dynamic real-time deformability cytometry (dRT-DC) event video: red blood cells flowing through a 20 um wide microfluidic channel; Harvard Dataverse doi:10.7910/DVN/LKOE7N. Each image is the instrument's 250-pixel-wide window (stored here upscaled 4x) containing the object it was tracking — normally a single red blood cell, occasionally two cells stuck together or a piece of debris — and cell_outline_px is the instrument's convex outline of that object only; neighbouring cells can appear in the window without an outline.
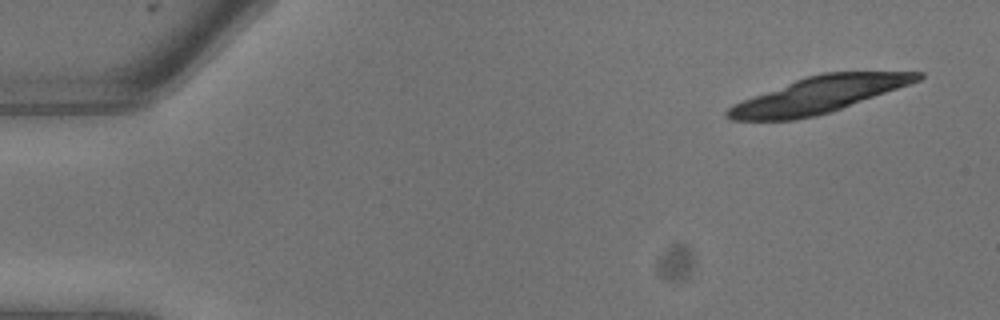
{"species": "common noctule bat (a hibernating species)", "species_latin": "Nyctalus noctula", "temperature_condition": "warm", "stored_images_in_passage": 9, "camera_frame_rate_fps": 3000, "um_per_image_px": 0.085, "animal": {"sex": "male", "body_mass_g": 13.3}, "frame": {"image": 1, "passage_image": 1, "time_ms": 0.0, "image_size_px": [1000, 320], "cell_outline_px": [[924, 76], [920, 80], [832, 112], [816, 116], [792, 120], [732, 120], [724, 116], [724, 112], [732, 104], [796, 80], [808, 76], [824, 72], [924, 72]], "centroid_in_image_um": [69.57, 8.08], "position_along_channel_um": 15.4, "area_um2": 39.65}}
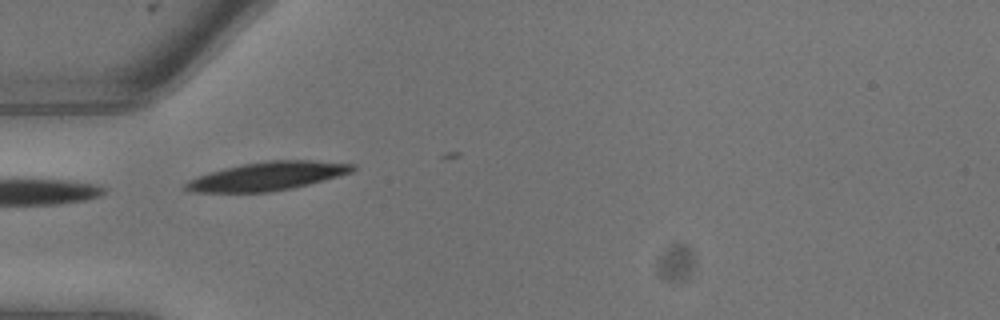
{"frame": {"image": 2, "passage_image": 7, "time_ms": 2.0, "image_size_px": [1000, 320], "cell_outline_px": [[356, 168], [352, 172], [340, 176], [292, 188], [268, 192], [192, 192], [184, 188], [184, 184], [188, 180], [224, 168], [244, 164], [272, 160], [308, 160], [356, 164]], "centroid_in_image_um": [22.77, 14.97], "position_along_channel_um": 62.2, "area_um2": 27.4}}